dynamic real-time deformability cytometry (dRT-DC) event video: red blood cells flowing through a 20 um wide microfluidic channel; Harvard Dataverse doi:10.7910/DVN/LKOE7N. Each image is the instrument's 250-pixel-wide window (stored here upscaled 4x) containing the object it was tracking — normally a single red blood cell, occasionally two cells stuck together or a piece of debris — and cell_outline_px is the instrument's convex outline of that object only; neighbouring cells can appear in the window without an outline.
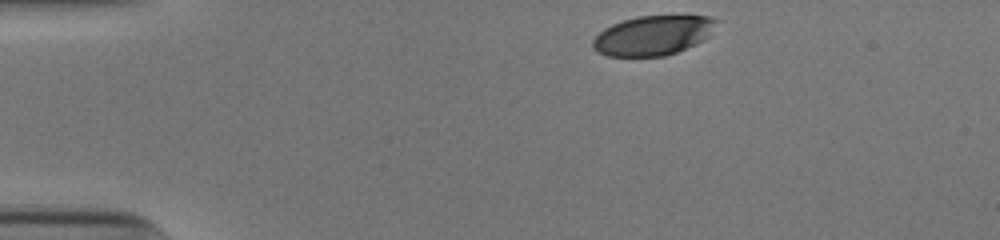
{"species": "human", "species_latin": "Homo sapiens", "temperature_condition": "cold", "stored_images_in_passage": 35, "camera_frame_rate_fps": 3000, "um_per_image_px": 0.085, "donor": {"sex": "male"}, "frame": {"image": 1, "passage_image": 1, "time_ms": 0.0, "image_size_px": [1000, 240], "cell_outline_px": [[720, 20], [708, 36], [704, 40], [696, 44], [676, 52], [664, 56], [608, 56], [596, 52], [592, 48], [592, 40], [604, 28], [612, 24], [636, 16], [708, 16]], "centroid_in_image_um": [55.5, 3.01], "position_along_channel_um": 29.5, "area_um2": 28.55}}
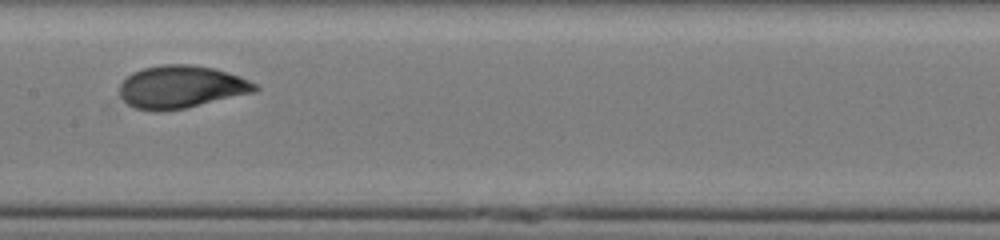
{"frame": {"image": 2, "passage_image": 19, "time_ms": 6.0, "image_size_px": [1000, 240], "cell_outline_px": [[260, 88], [256, 92], [184, 108], [136, 108], [128, 104], [120, 96], [120, 84], [132, 72], [144, 68], [164, 64], [188, 64], [212, 68], [228, 72], [240, 76], [256, 84]], "centroid_in_image_um": [15.45, 7.35], "position_along_channel_um": 192.0, "area_um2": 32.83}}
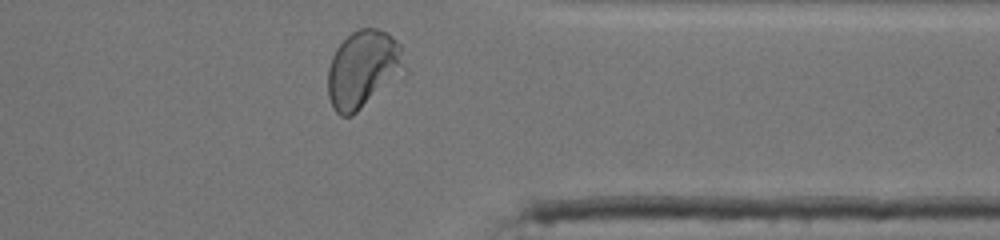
{"frame": {"image": 3, "passage_image": 34, "time_ms": 11.0, "image_size_px": [1000, 240], "cell_outline_px": [[408, 76], [352, 116], [340, 116], [332, 108], [328, 96], [328, 68], [332, 56], [336, 48], [352, 32], [360, 28], [376, 28], [388, 32], [400, 44], [408, 72]], "centroid_in_image_um": [30.95, 5.94], "position_along_channel_um": 380.5, "area_um2": 36.18}, "authors_computed_cell_mechanics": {"area_um2": 32.8882, "velocity_mm_per_s": 3.8801, "shape_relaxation_time_tau1_ms": 4.194, "shape_relaxation_time_tau2_ms": null, "deformation_change_tau1": 0.1751, "deformation_change_tau2": null}}